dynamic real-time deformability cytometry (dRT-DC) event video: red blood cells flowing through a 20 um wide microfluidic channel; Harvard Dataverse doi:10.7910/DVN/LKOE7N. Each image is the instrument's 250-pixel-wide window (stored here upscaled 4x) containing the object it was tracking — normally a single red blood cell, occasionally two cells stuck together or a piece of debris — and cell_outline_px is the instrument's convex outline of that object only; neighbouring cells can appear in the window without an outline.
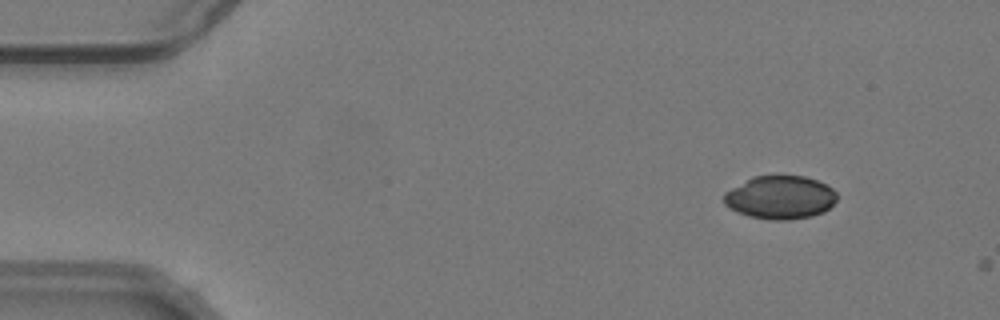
{"species": "common noctule bat (a hibernating species)", "species_latin": "Nyctalus noctula", "temperature_condition": "warm", "stored_images_in_passage": 5, "camera_frame_rate_fps": 3000, "um_per_image_px": 0.085, "animal": {"sex": "male", "body_mass_g": 19.2, "forearm_length_mm": 51.8}, "frame": {"image": 1, "passage_image": 4, "time_ms": 1.0, "image_size_px": [1000, 320], "cell_outline_px": [[836, 200], [824, 212], [812, 216], [788, 220], [772, 220], [748, 216], [724, 204], [724, 192], [752, 176], [776, 172], [780, 172], [804, 176], [816, 180], [832, 188], [836, 192]], "centroid_in_image_um": [66.31, 16.72], "position_along_channel_um": 18.7, "area_um2": 29.13}}